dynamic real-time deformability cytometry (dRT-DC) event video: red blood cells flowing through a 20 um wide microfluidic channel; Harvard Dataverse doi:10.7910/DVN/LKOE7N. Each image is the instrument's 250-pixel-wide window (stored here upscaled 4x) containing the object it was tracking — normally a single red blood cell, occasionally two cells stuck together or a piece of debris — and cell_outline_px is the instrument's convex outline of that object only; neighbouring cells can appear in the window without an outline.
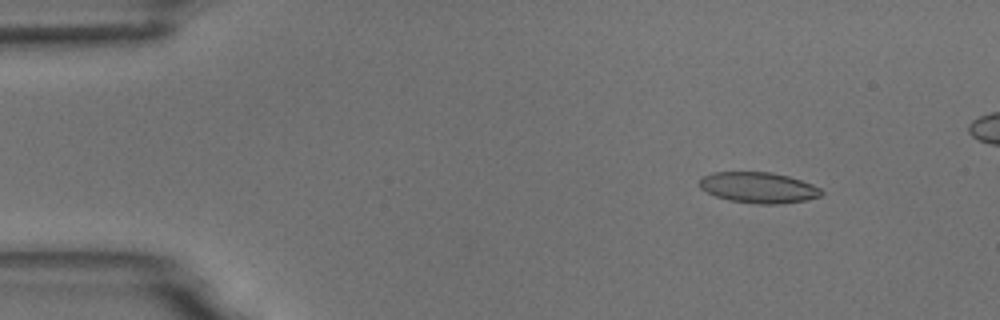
{"species": "common noctule bat (a hibernating species)", "species_latin": "Nyctalus noctula", "temperature_condition": "room temperature", "stored_images_in_passage": 7, "camera_frame_rate_fps": 3000, "um_per_image_px": 0.085, "animal": {"sex": "male", "body_mass_g": 18.8}, "frame": {"image": 1, "passage_image": 2, "time_ms": 1.333, "image_size_px": [1000, 320], "cell_outline_px": [[824, 192], [820, 196], [804, 200], [780, 204], [756, 204], [728, 200], [716, 196], [700, 188], [700, 176], [712, 172], [768, 172], [788, 176], [812, 184], [820, 188]], "centroid_in_image_um": [64.45, 15.94], "position_along_channel_um": 20.6, "area_um2": 21.85}}